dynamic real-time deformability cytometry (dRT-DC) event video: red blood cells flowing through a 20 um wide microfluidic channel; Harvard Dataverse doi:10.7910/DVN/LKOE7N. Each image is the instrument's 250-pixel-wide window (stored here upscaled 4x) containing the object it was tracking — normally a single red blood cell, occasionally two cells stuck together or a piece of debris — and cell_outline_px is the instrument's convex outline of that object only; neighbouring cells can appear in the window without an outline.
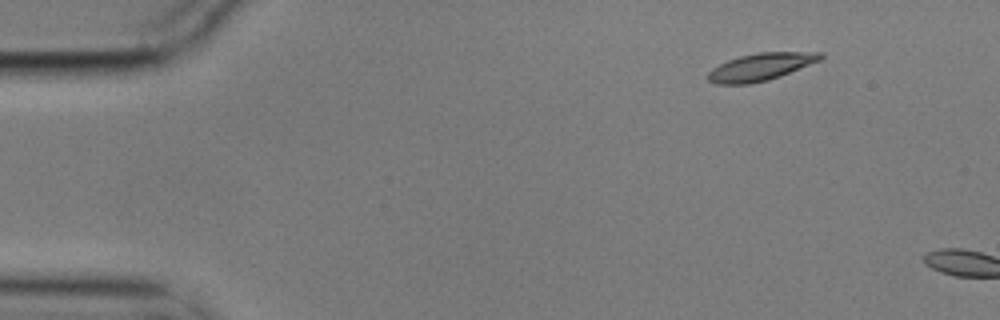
{"species": "common noctule bat (a hibernating species)", "species_latin": "Nyctalus noctula", "temperature_condition": "cold", "stored_images_in_passage": 3, "camera_frame_rate_fps": 3000, "um_per_image_px": 0.085, "animal": {"sex": "male", "body_mass_g": 17.9}, "frame": {"image": 1, "passage_image": 2, "time_ms": 0.333, "image_size_px": [1000, 320], "cell_outline_px": [[824, 56], [820, 60], [780, 76], [768, 80], [748, 84], [716, 84], [708, 80], [708, 72], [712, 68], [728, 60], [740, 56], [756, 52], [824, 52]], "centroid_in_image_um": [64.66, 5.68], "position_along_channel_um": 20.3, "area_um2": 17.86}}